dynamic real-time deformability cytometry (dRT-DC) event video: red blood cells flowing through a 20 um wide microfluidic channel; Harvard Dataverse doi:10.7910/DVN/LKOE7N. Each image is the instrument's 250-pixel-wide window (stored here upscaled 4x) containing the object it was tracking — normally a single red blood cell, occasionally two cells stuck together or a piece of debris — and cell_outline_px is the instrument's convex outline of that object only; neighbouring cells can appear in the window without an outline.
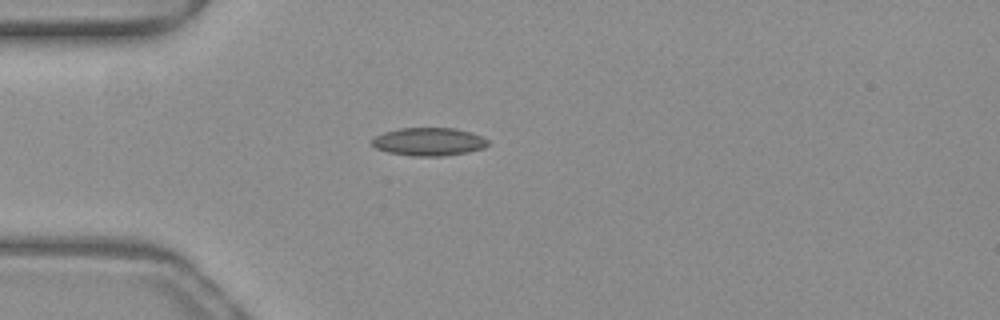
{"species": "common noctule bat (a hibernating species)", "species_latin": "Nyctalus noctula", "temperature_condition": "warm", "stored_images_in_passage": 27, "camera_frame_rate_fps": 3000, "um_per_image_px": 0.085, "animal": {"sex": "female", "body_mass_g": 19.3, "forearm_length_mm": 54.1}, "frame": {"image": 1, "passage_image": 1, "time_ms": 0.0, "image_size_px": [1000, 320], "cell_outline_px": [[488, 144], [484, 148], [468, 152], [444, 156], [412, 156], [388, 152], [376, 148], [372, 144], [372, 140], [376, 136], [384, 132], [400, 128], [456, 128], [472, 132], [488, 140]], "centroid_in_image_um": [36.47, 12.04], "position_along_channel_um": 48.5, "area_um2": 18.96}}
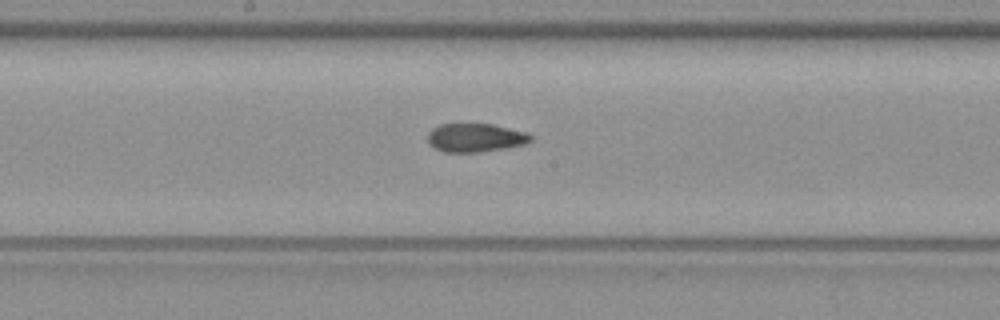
{"frame": {"image": 2, "passage_image": 14, "time_ms": 4.333, "image_size_px": [1000, 320], "cell_outline_px": [[532, 140], [524, 144], [508, 148], [480, 152], [444, 152], [428, 144], [428, 132], [432, 128], [440, 124], [492, 124], [528, 132], [532, 136]], "centroid_in_image_um": [40.42, 11.7], "position_along_channel_um": 207.8, "area_um2": 17.28}}
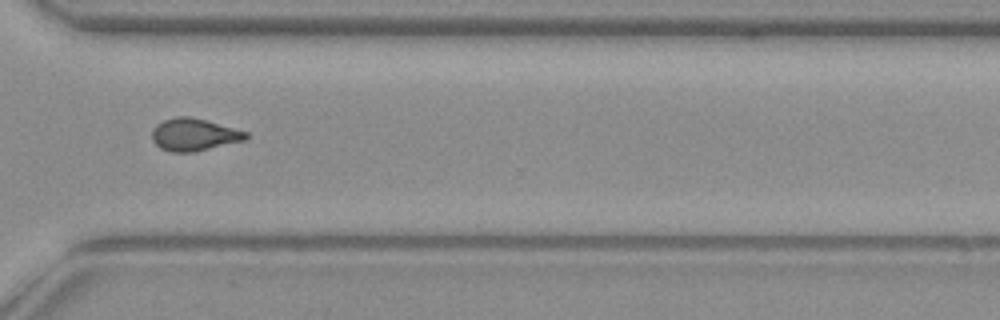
{"frame": {"image": 3, "passage_image": 25, "time_ms": 8.0, "image_size_px": [1000, 320], "cell_outline_px": [[248, 140], [196, 152], [172, 152], [160, 148], [152, 140], [152, 132], [156, 124], [164, 120], [176, 116], [188, 116], [204, 120], [248, 132]], "centroid_in_image_um": [16.51, 11.46], "position_along_channel_um": 354.1, "area_um2": 17.8}, "authors_computed_cell_mechanics": {"area_um2": 17.7446, "velocity_mm_per_s": 3.993, "shape_relaxation_time_tau1_ms": null, "shape_relaxation_time_tau2_ms": 1.5813, "deformation_change_tau1": null, "deformation_change_tau2": 0.0921}}